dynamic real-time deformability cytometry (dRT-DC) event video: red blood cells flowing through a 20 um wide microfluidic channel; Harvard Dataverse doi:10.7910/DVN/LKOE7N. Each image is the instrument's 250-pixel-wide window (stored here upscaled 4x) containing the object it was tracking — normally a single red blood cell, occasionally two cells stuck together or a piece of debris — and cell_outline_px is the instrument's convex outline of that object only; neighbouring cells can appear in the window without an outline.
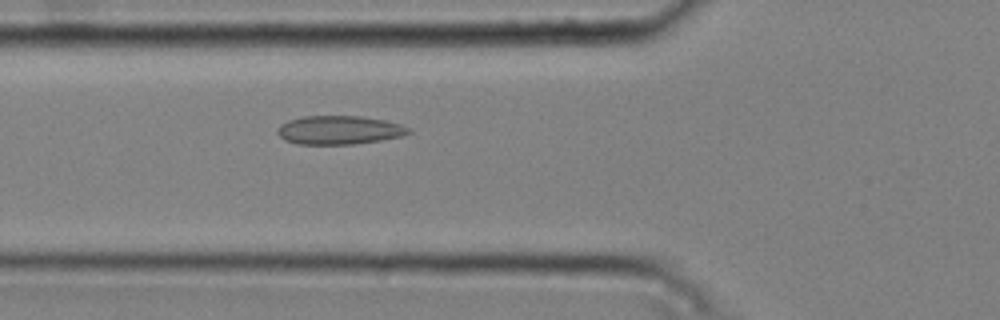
{"species": "common noctule bat (a hibernating species)", "species_latin": "Nyctalus noctula", "temperature_condition": "cold", "stored_images_in_passage": 37, "camera_frame_rate_fps": 3000, "um_per_image_px": 0.085, "animal": {"sex": "male", "body_mass_g": 20.4}, "frame": {"image": 1, "passage_image": 10, "time_ms": 3.0, "image_size_px": [1000, 320], "cell_outline_px": [[412, 132], [400, 136], [380, 140], [352, 144], [296, 144], [284, 140], [276, 132], [276, 128], [280, 124], [288, 120], [304, 116], [360, 116], [384, 120], [400, 124], [412, 128]], "centroid_in_image_um": [28.8, 11.05], "position_along_channel_um": 97.0, "area_um2": 21.96}}
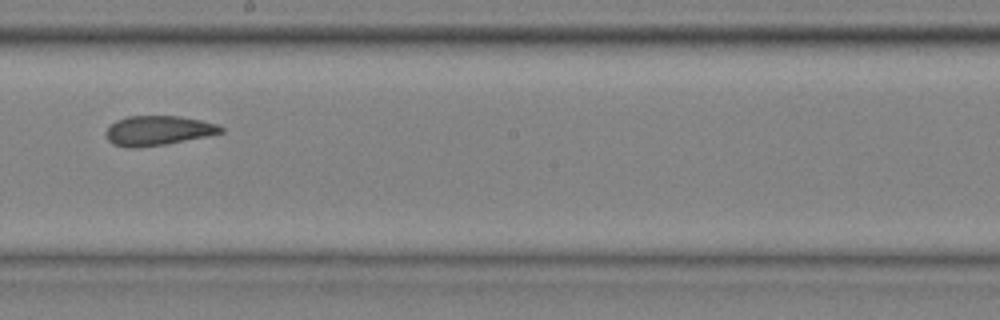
{"frame": {"image": 2, "passage_image": 21, "time_ms": 6.667, "image_size_px": [1000, 320], "cell_outline_px": [[224, 132], [208, 136], [164, 144], [136, 148], [124, 148], [112, 144], [108, 140], [104, 132], [116, 120], [128, 116], [180, 116], [200, 120], [216, 124], [224, 128]], "centroid_in_image_um": [13.41, 11.1], "position_along_channel_um": 234.8, "area_um2": 19.88}}
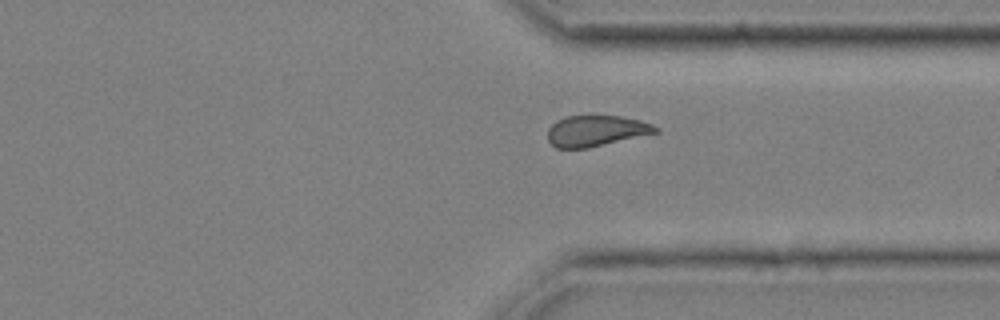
{"frame": {"image": 3, "passage_image": 31, "time_ms": 10.0, "image_size_px": [1000, 320], "cell_outline_px": [[660, 132], [588, 148], [556, 148], [548, 140], [548, 128], [556, 120], [564, 116], [620, 116], [640, 120], [652, 124], [660, 128]], "centroid_in_image_um": [50.68, 11.12], "position_along_channel_um": 360.7, "area_um2": 19.54}, "authors_computed_cell_mechanics": {"area_um2": 20.4034, "velocity_mm_per_s": 3.7554, "shape_relaxation_time_tau1_ms": null, "shape_relaxation_time_tau2_ms": 2.3247, "deformation_change_tau1": null, "deformation_change_tau2": 0.0898}}